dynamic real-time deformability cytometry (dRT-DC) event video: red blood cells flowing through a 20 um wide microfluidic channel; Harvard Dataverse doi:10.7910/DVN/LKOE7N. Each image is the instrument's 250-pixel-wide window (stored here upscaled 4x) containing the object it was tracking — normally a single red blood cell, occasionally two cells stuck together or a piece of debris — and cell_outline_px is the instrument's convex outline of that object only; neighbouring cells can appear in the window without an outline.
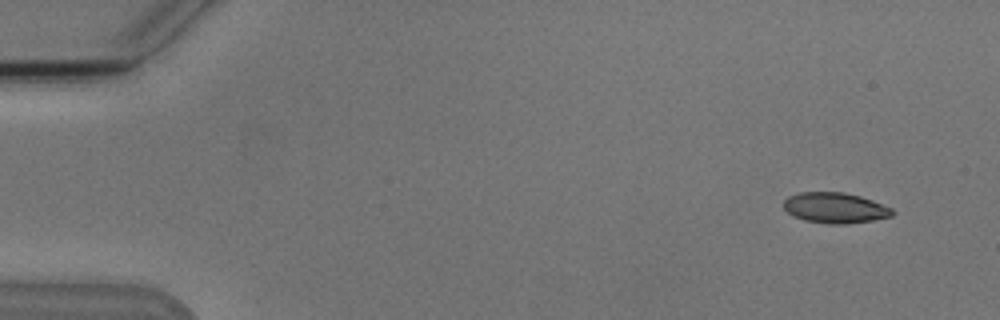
{"species": "Egyptian fruit bat (a non-hibernating species)", "species_latin": "Rousettus aegyptiacus", "temperature_condition": "cold", "stored_images_in_passage": 5, "camera_frame_rate_fps": 3000, "um_per_image_px": 0.085, "animal": {"sex": "male"}, "frame": {"image": 1, "passage_image": 1, "time_ms": 0.0, "image_size_px": [1000, 320], "cell_outline_px": [[896, 212], [892, 216], [872, 220], [848, 224], [828, 224], [804, 220], [792, 216], [784, 208], [784, 200], [788, 196], [800, 192], [844, 192], [860, 196], [872, 200], [892, 208]], "centroid_in_image_um": [70.98, 17.67], "position_along_channel_um": 14.0, "area_um2": 19.48}}
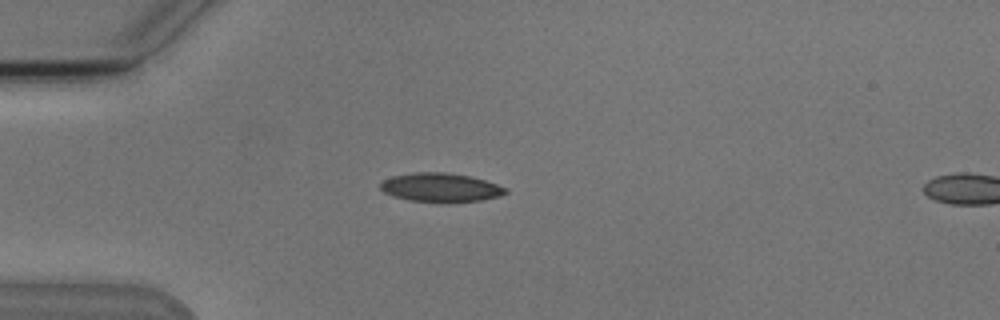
{"frame": {"image": 2, "passage_image": 4, "time_ms": 3.667, "image_size_px": [1000, 320], "cell_outline_px": [[508, 192], [500, 196], [480, 200], [412, 200], [392, 196], [384, 192], [380, 188], [380, 184], [384, 180], [392, 176], [412, 172], [448, 172], [472, 176], [508, 188]], "centroid_in_image_um": [37.45, 15.89], "position_along_channel_um": 47.6, "area_um2": 20.46}}